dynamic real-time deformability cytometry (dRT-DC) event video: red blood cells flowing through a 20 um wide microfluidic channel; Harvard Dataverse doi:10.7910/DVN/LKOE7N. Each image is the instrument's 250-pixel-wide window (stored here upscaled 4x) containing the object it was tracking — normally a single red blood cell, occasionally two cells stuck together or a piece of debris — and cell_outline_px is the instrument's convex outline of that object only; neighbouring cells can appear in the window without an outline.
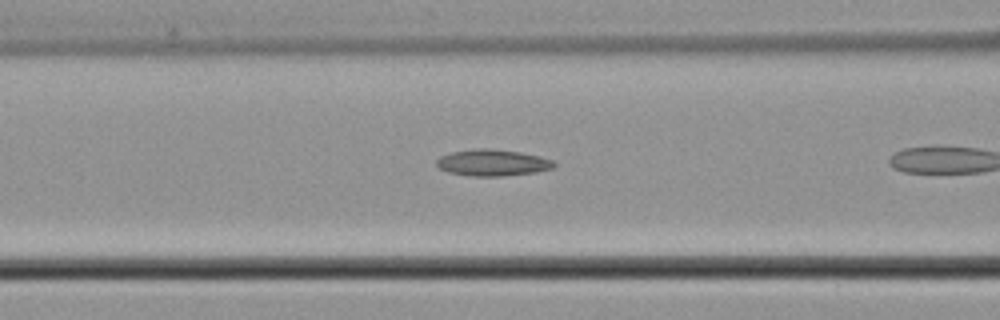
{"species": "common noctule bat (a hibernating species)", "species_latin": "Nyctalus noctula", "temperature_condition": "cold", "stored_images_in_passage": 21, "camera_frame_rate_fps": 3000, "um_per_image_px": 0.085, "animal": {"sex": "male", "body_mass_g": 21.5, "forearm_length_mm": 52.0}, "frame": {"image": 1, "passage_image": 7, "time_ms": 2.0, "image_size_px": [1000, 320], "cell_outline_px": [[556, 164], [552, 168], [536, 172], [500, 176], [472, 176], [448, 172], [440, 168], [436, 164], [436, 160], [440, 156], [452, 152], [476, 148], [488, 148], [520, 152], [540, 156], [552, 160]], "centroid_in_image_um": [41.86, 13.82], "position_along_channel_um": 124.7, "area_um2": 18.03}}
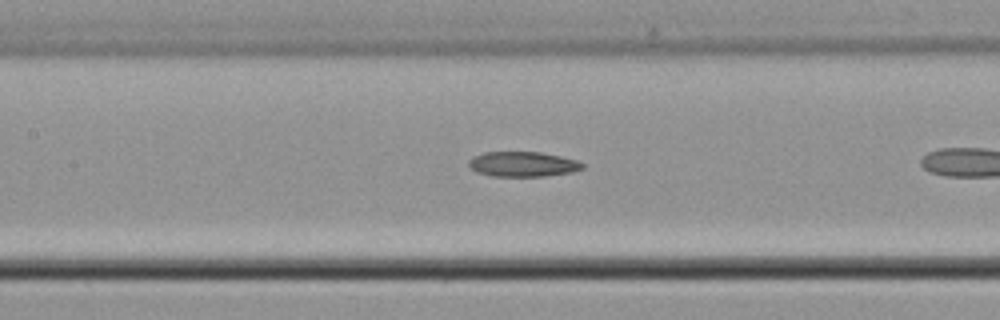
{"frame": {"image": 2, "passage_image": 10, "time_ms": 3.0, "image_size_px": [1000, 320], "cell_outline_px": [[584, 168], [572, 172], [544, 176], [492, 176], [476, 172], [468, 164], [468, 160], [472, 156], [484, 152], [540, 152], [560, 156], [576, 160], [584, 164]], "centroid_in_image_um": [44.42, 13.95], "position_along_channel_um": 163.0, "area_um2": 16.59}}